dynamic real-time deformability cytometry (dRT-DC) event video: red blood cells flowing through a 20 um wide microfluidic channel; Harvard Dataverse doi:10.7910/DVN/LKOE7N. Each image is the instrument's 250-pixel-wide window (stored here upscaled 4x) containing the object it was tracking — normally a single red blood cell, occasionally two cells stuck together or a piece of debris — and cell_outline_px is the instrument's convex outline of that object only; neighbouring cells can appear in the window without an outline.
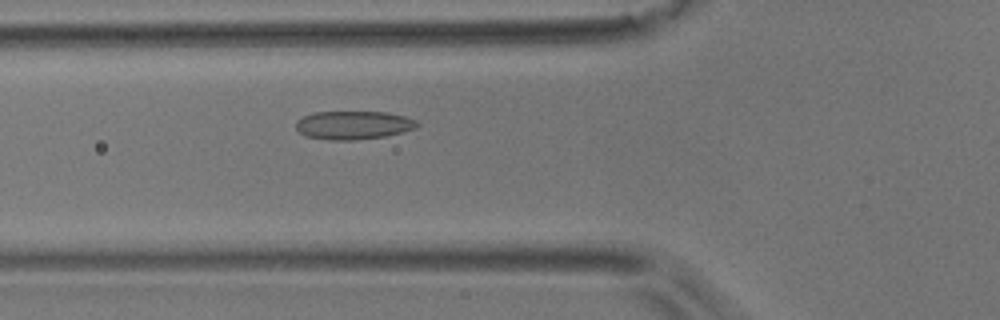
{"species": "common noctule bat (a hibernating species)", "species_latin": "Nyctalus noctula", "temperature_condition": "room temperature", "stored_images_in_passage": 47, "camera_frame_rate_fps": 3000, "um_per_image_px": 0.085, "animal": {"sex": "male", "body_mass_g": 17.9}, "frame": {"image": 1, "passage_image": 13, "time_ms": 4.0, "image_size_px": [1000, 320], "cell_outline_px": [[420, 124], [416, 128], [384, 136], [356, 140], [328, 140], [304, 136], [296, 128], [296, 120], [304, 116], [316, 112], [388, 112], [404, 116], [416, 120]], "centroid_in_image_um": [30.02, 10.64], "position_along_channel_um": 95.8, "area_um2": 20.06}}
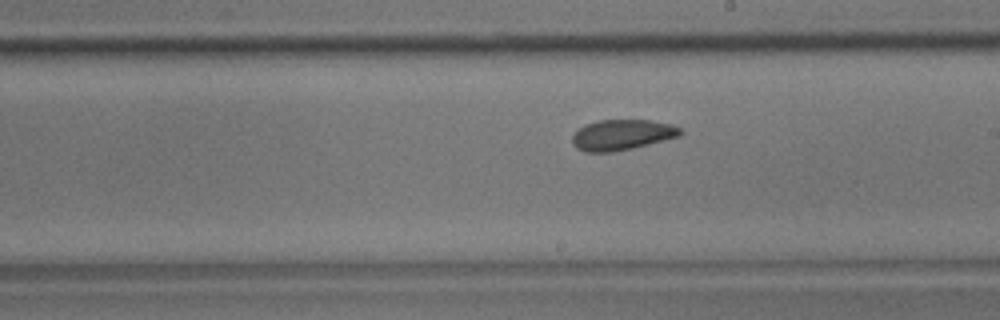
{"frame": {"image": 2, "passage_image": 24, "time_ms": 7.667, "image_size_px": [1000, 320], "cell_outline_px": [[684, 132], [680, 136], [632, 148], [612, 152], [588, 152], [576, 148], [572, 144], [572, 136], [584, 124], [600, 120], [652, 120], [672, 124], [680, 128]], "centroid_in_image_um": [52.88, 11.45], "position_along_channel_um": 236.1, "area_um2": 19.25}}
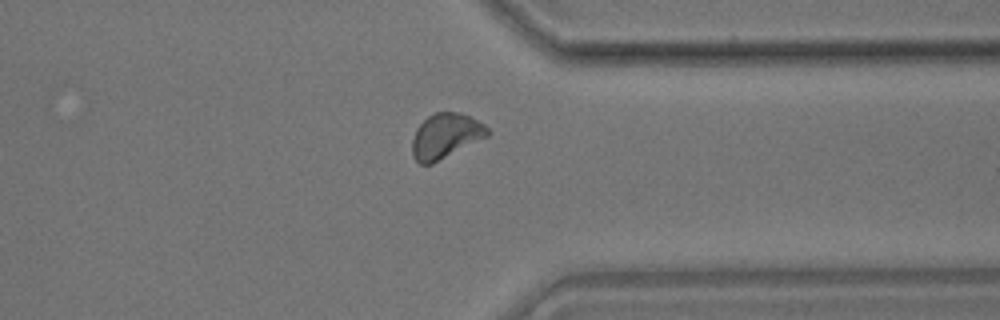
{"frame": {"image": 3, "passage_image": 35, "time_ms": 11.333, "image_size_px": [1000, 320], "cell_outline_px": [[492, 132], [488, 136], [432, 164], [420, 164], [412, 156], [412, 140], [416, 128], [428, 116], [436, 112], [460, 112], [484, 124]], "centroid_in_image_um": [37.87, 11.56], "position_along_channel_um": 373.5, "area_um2": 19.71}, "authors_computed_cell_mechanics": {"area_um2": 19.363, "velocity_mm_per_s": 3.8189, "shape_relaxation_time_tau1_ms": 3.4782, "shape_relaxation_time_tau2_ms": 5.593, "deformation_change_tau1": 0.0748, "deformation_change_tau2": 0.0819}}